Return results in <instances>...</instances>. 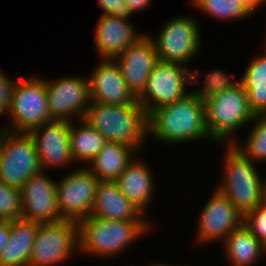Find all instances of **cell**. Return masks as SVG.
Masks as SVG:
<instances>
[{
  "mask_svg": "<svg viewBox=\"0 0 266 266\" xmlns=\"http://www.w3.org/2000/svg\"><path fill=\"white\" fill-rule=\"evenodd\" d=\"M40 171L22 186V219L37 223L56 222L63 219L57 207V180Z\"/></svg>",
  "mask_w": 266,
  "mask_h": 266,
  "instance_id": "obj_15",
  "label": "cell"
},
{
  "mask_svg": "<svg viewBox=\"0 0 266 266\" xmlns=\"http://www.w3.org/2000/svg\"><path fill=\"white\" fill-rule=\"evenodd\" d=\"M90 215L113 221L152 222L121 193L115 181L98 182Z\"/></svg>",
  "mask_w": 266,
  "mask_h": 266,
  "instance_id": "obj_19",
  "label": "cell"
},
{
  "mask_svg": "<svg viewBox=\"0 0 266 266\" xmlns=\"http://www.w3.org/2000/svg\"><path fill=\"white\" fill-rule=\"evenodd\" d=\"M11 231V221H0V256L5 248Z\"/></svg>",
  "mask_w": 266,
  "mask_h": 266,
  "instance_id": "obj_33",
  "label": "cell"
},
{
  "mask_svg": "<svg viewBox=\"0 0 266 266\" xmlns=\"http://www.w3.org/2000/svg\"><path fill=\"white\" fill-rule=\"evenodd\" d=\"M223 255L230 266H254L265 258L262 242L242 223L221 243Z\"/></svg>",
  "mask_w": 266,
  "mask_h": 266,
  "instance_id": "obj_21",
  "label": "cell"
},
{
  "mask_svg": "<svg viewBox=\"0 0 266 266\" xmlns=\"http://www.w3.org/2000/svg\"><path fill=\"white\" fill-rule=\"evenodd\" d=\"M140 155L134 157L115 182L121 193L146 215L157 184L149 164Z\"/></svg>",
  "mask_w": 266,
  "mask_h": 266,
  "instance_id": "obj_20",
  "label": "cell"
},
{
  "mask_svg": "<svg viewBox=\"0 0 266 266\" xmlns=\"http://www.w3.org/2000/svg\"><path fill=\"white\" fill-rule=\"evenodd\" d=\"M251 123L247 137L242 141L237 139L232 145L250 161L263 164L266 163V115L254 116Z\"/></svg>",
  "mask_w": 266,
  "mask_h": 266,
  "instance_id": "obj_27",
  "label": "cell"
},
{
  "mask_svg": "<svg viewBox=\"0 0 266 266\" xmlns=\"http://www.w3.org/2000/svg\"><path fill=\"white\" fill-rule=\"evenodd\" d=\"M241 2L251 16H254L253 14L257 13L259 8L266 5V0H241Z\"/></svg>",
  "mask_w": 266,
  "mask_h": 266,
  "instance_id": "obj_35",
  "label": "cell"
},
{
  "mask_svg": "<svg viewBox=\"0 0 266 266\" xmlns=\"http://www.w3.org/2000/svg\"><path fill=\"white\" fill-rule=\"evenodd\" d=\"M101 8V14H107L120 18L133 17L125 0H97Z\"/></svg>",
  "mask_w": 266,
  "mask_h": 266,
  "instance_id": "obj_31",
  "label": "cell"
},
{
  "mask_svg": "<svg viewBox=\"0 0 266 266\" xmlns=\"http://www.w3.org/2000/svg\"><path fill=\"white\" fill-rule=\"evenodd\" d=\"M201 25L191 15H178L163 22L161 30L154 37L146 34L153 41L158 59L165 62L180 63L188 67L202 46Z\"/></svg>",
  "mask_w": 266,
  "mask_h": 266,
  "instance_id": "obj_7",
  "label": "cell"
},
{
  "mask_svg": "<svg viewBox=\"0 0 266 266\" xmlns=\"http://www.w3.org/2000/svg\"><path fill=\"white\" fill-rule=\"evenodd\" d=\"M106 143V138L83 119L71 122L70 148L77 165L86 167Z\"/></svg>",
  "mask_w": 266,
  "mask_h": 266,
  "instance_id": "obj_25",
  "label": "cell"
},
{
  "mask_svg": "<svg viewBox=\"0 0 266 266\" xmlns=\"http://www.w3.org/2000/svg\"><path fill=\"white\" fill-rule=\"evenodd\" d=\"M15 80L16 78L10 77L0 70V116L4 114L7 116Z\"/></svg>",
  "mask_w": 266,
  "mask_h": 266,
  "instance_id": "obj_32",
  "label": "cell"
},
{
  "mask_svg": "<svg viewBox=\"0 0 266 266\" xmlns=\"http://www.w3.org/2000/svg\"><path fill=\"white\" fill-rule=\"evenodd\" d=\"M42 171L33 138L0 128V181L21 190L24 183Z\"/></svg>",
  "mask_w": 266,
  "mask_h": 266,
  "instance_id": "obj_9",
  "label": "cell"
},
{
  "mask_svg": "<svg viewBox=\"0 0 266 266\" xmlns=\"http://www.w3.org/2000/svg\"><path fill=\"white\" fill-rule=\"evenodd\" d=\"M204 102L208 134L220 146L233 144L239 139L236 133L249 126L255 116L241 83L208 97Z\"/></svg>",
  "mask_w": 266,
  "mask_h": 266,
  "instance_id": "obj_5",
  "label": "cell"
},
{
  "mask_svg": "<svg viewBox=\"0 0 266 266\" xmlns=\"http://www.w3.org/2000/svg\"><path fill=\"white\" fill-rule=\"evenodd\" d=\"M263 204L266 206V181H265V184H264Z\"/></svg>",
  "mask_w": 266,
  "mask_h": 266,
  "instance_id": "obj_37",
  "label": "cell"
},
{
  "mask_svg": "<svg viewBox=\"0 0 266 266\" xmlns=\"http://www.w3.org/2000/svg\"><path fill=\"white\" fill-rule=\"evenodd\" d=\"M22 219L21 190L0 181V221Z\"/></svg>",
  "mask_w": 266,
  "mask_h": 266,
  "instance_id": "obj_29",
  "label": "cell"
},
{
  "mask_svg": "<svg viewBox=\"0 0 266 266\" xmlns=\"http://www.w3.org/2000/svg\"><path fill=\"white\" fill-rule=\"evenodd\" d=\"M89 78L90 101L110 105L139 104L114 59H98Z\"/></svg>",
  "mask_w": 266,
  "mask_h": 266,
  "instance_id": "obj_16",
  "label": "cell"
},
{
  "mask_svg": "<svg viewBox=\"0 0 266 266\" xmlns=\"http://www.w3.org/2000/svg\"><path fill=\"white\" fill-rule=\"evenodd\" d=\"M94 30V47L100 59H114L146 33H139L131 18L101 14Z\"/></svg>",
  "mask_w": 266,
  "mask_h": 266,
  "instance_id": "obj_18",
  "label": "cell"
},
{
  "mask_svg": "<svg viewBox=\"0 0 266 266\" xmlns=\"http://www.w3.org/2000/svg\"><path fill=\"white\" fill-rule=\"evenodd\" d=\"M201 208L196 225V244L223 242L243 223V215L216 188Z\"/></svg>",
  "mask_w": 266,
  "mask_h": 266,
  "instance_id": "obj_13",
  "label": "cell"
},
{
  "mask_svg": "<svg viewBox=\"0 0 266 266\" xmlns=\"http://www.w3.org/2000/svg\"><path fill=\"white\" fill-rule=\"evenodd\" d=\"M189 69L185 65L174 62L158 61L149 74L143 92L138 96V103L149 115L163 105L186 98L190 91Z\"/></svg>",
  "mask_w": 266,
  "mask_h": 266,
  "instance_id": "obj_10",
  "label": "cell"
},
{
  "mask_svg": "<svg viewBox=\"0 0 266 266\" xmlns=\"http://www.w3.org/2000/svg\"><path fill=\"white\" fill-rule=\"evenodd\" d=\"M99 180L85 167L74 168L57 180V207L63 219L90 216Z\"/></svg>",
  "mask_w": 266,
  "mask_h": 266,
  "instance_id": "obj_12",
  "label": "cell"
},
{
  "mask_svg": "<svg viewBox=\"0 0 266 266\" xmlns=\"http://www.w3.org/2000/svg\"><path fill=\"white\" fill-rule=\"evenodd\" d=\"M137 154L126 144L107 142L86 168L99 181H115Z\"/></svg>",
  "mask_w": 266,
  "mask_h": 266,
  "instance_id": "obj_22",
  "label": "cell"
},
{
  "mask_svg": "<svg viewBox=\"0 0 266 266\" xmlns=\"http://www.w3.org/2000/svg\"><path fill=\"white\" fill-rule=\"evenodd\" d=\"M130 13L133 15L134 13H138L140 11H144L145 9L151 6L152 0H125Z\"/></svg>",
  "mask_w": 266,
  "mask_h": 266,
  "instance_id": "obj_34",
  "label": "cell"
},
{
  "mask_svg": "<svg viewBox=\"0 0 266 266\" xmlns=\"http://www.w3.org/2000/svg\"><path fill=\"white\" fill-rule=\"evenodd\" d=\"M206 72L204 69L201 72L198 69H189L190 86L197 85L192 91L190 90V95L199 97L201 100L233 88L240 83V79L237 80L234 75H230L221 68ZM204 75L205 77L201 79ZM200 79L203 81H199Z\"/></svg>",
  "mask_w": 266,
  "mask_h": 266,
  "instance_id": "obj_26",
  "label": "cell"
},
{
  "mask_svg": "<svg viewBox=\"0 0 266 266\" xmlns=\"http://www.w3.org/2000/svg\"><path fill=\"white\" fill-rule=\"evenodd\" d=\"M79 253L78 222L39 223L28 266H59Z\"/></svg>",
  "mask_w": 266,
  "mask_h": 266,
  "instance_id": "obj_8",
  "label": "cell"
},
{
  "mask_svg": "<svg viewBox=\"0 0 266 266\" xmlns=\"http://www.w3.org/2000/svg\"><path fill=\"white\" fill-rule=\"evenodd\" d=\"M223 148L221 180L215 188L244 216L263 204L266 176L232 144H223Z\"/></svg>",
  "mask_w": 266,
  "mask_h": 266,
  "instance_id": "obj_4",
  "label": "cell"
},
{
  "mask_svg": "<svg viewBox=\"0 0 266 266\" xmlns=\"http://www.w3.org/2000/svg\"><path fill=\"white\" fill-rule=\"evenodd\" d=\"M39 223L11 221L9 240L0 256V266H28Z\"/></svg>",
  "mask_w": 266,
  "mask_h": 266,
  "instance_id": "obj_23",
  "label": "cell"
},
{
  "mask_svg": "<svg viewBox=\"0 0 266 266\" xmlns=\"http://www.w3.org/2000/svg\"><path fill=\"white\" fill-rule=\"evenodd\" d=\"M154 226L153 222L113 221L87 216L78 221L79 254L101 260L118 257L139 239L153 233Z\"/></svg>",
  "mask_w": 266,
  "mask_h": 266,
  "instance_id": "obj_2",
  "label": "cell"
},
{
  "mask_svg": "<svg viewBox=\"0 0 266 266\" xmlns=\"http://www.w3.org/2000/svg\"><path fill=\"white\" fill-rule=\"evenodd\" d=\"M190 5L221 21H240L251 17L241 0H188Z\"/></svg>",
  "mask_w": 266,
  "mask_h": 266,
  "instance_id": "obj_28",
  "label": "cell"
},
{
  "mask_svg": "<svg viewBox=\"0 0 266 266\" xmlns=\"http://www.w3.org/2000/svg\"><path fill=\"white\" fill-rule=\"evenodd\" d=\"M126 266H129V265H126ZM132 266H134V265H132ZM147 266H183V265H181V264H178V265H173V264H168V263H157V262H152L151 264L149 263Z\"/></svg>",
  "mask_w": 266,
  "mask_h": 266,
  "instance_id": "obj_36",
  "label": "cell"
},
{
  "mask_svg": "<svg viewBox=\"0 0 266 266\" xmlns=\"http://www.w3.org/2000/svg\"><path fill=\"white\" fill-rule=\"evenodd\" d=\"M83 120L107 142L126 144L138 153H142V145H146L149 138L148 115L140 104L110 105L90 101Z\"/></svg>",
  "mask_w": 266,
  "mask_h": 266,
  "instance_id": "obj_3",
  "label": "cell"
},
{
  "mask_svg": "<svg viewBox=\"0 0 266 266\" xmlns=\"http://www.w3.org/2000/svg\"><path fill=\"white\" fill-rule=\"evenodd\" d=\"M114 60L120 68L124 81L137 97L145 89L149 74L159 61L153 41L147 34L129 45Z\"/></svg>",
  "mask_w": 266,
  "mask_h": 266,
  "instance_id": "obj_17",
  "label": "cell"
},
{
  "mask_svg": "<svg viewBox=\"0 0 266 266\" xmlns=\"http://www.w3.org/2000/svg\"><path fill=\"white\" fill-rule=\"evenodd\" d=\"M265 50L249 59L239 78L247 92L250 110L255 116L266 115V42Z\"/></svg>",
  "mask_w": 266,
  "mask_h": 266,
  "instance_id": "obj_24",
  "label": "cell"
},
{
  "mask_svg": "<svg viewBox=\"0 0 266 266\" xmlns=\"http://www.w3.org/2000/svg\"><path fill=\"white\" fill-rule=\"evenodd\" d=\"M148 137L170 146L204 140L217 145L207 131L204 100L190 94L180 101L158 107L148 115Z\"/></svg>",
  "mask_w": 266,
  "mask_h": 266,
  "instance_id": "obj_1",
  "label": "cell"
},
{
  "mask_svg": "<svg viewBox=\"0 0 266 266\" xmlns=\"http://www.w3.org/2000/svg\"><path fill=\"white\" fill-rule=\"evenodd\" d=\"M46 94L52 120L70 122L84 118L90 103L89 78L84 75H61L47 80Z\"/></svg>",
  "mask_w": 266,
  "mask_h": 266,
  "instance_id": "obj_11",
  "label": "cell"
},
{
  "mask_svg": "<svg viewBox=\"0 0 266 266\" xmlns=\"http://www.w3.org/2000/svg\"><path fill=\"white\" fill-rule=\"evenodd\" d=\"M36 75L16 78L12 87L7 120L0 128L14 133H29L52 121L44 77Z\"/></svg>",
  "mask_w": 266,
  "mask_h": 266,
  "instance_id": "obj_6",
  "label": "cell"
},
{
  "mask_svg": "<svg viewBox=\"0 0 266 266\" xmlns=\"http://www.w3.org/2000/svg\"><path fill=\"white\" fill-rule=\"evenodd\" d=\"M243 224L262 242L263 249L266 252V206L262 204L248 211L243 216Z\"/></svg>",
  "mask_w": 266,
  "mask_h": 266,
  "instance_id": "obj_30",
  "label": "cell"
},
{
  "mask_svg": "<svg viewBox=\"0 0 266 266\" xmlns=\"http://www.w3.org/2000/svg\"><path fill=\"white\" fill-rule=\"evenodd\" d=\"M70 130V121L52 120L29 132L35 142L42 171L51 172L59 167L67 169L70 165L77 167L70 148Z\"/></svg>",
  "mask_w": 266,
  "mask_h": 266,
  "instance_id": "obj_14",
  "label": "cell"
}]
</instances>
